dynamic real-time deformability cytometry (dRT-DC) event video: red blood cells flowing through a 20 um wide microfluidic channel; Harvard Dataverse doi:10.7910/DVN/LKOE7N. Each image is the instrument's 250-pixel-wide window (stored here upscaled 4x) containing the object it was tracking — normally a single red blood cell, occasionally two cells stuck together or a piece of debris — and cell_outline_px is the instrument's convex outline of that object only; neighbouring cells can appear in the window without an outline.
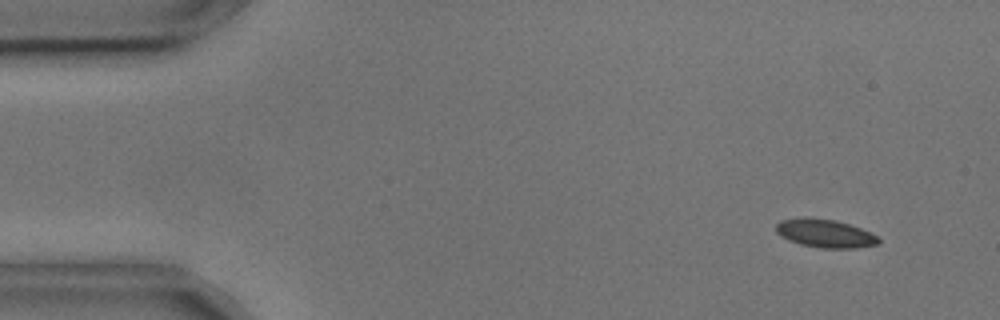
{"species": "common noctule bat (a hibernating species)", "species_latin": "Nyctalus noctula", "temperature_condition": "cold", "stored_images_in_passage": 4, "camera_frame_rate_fps": 3000, "um_per_image_px": 0.085, "animal": {"sex": "male", "body_mass_g": 17.9, "forearm_length_mm": 54.2}, "frame": {"image": 1, "passage_image": 2, "time_ms": 0.333, "image_size_px": [1000, 320], "cell_outline_px": [[880, 244], [856, 248], [820, 248], [800, 244], [788, 240], [780, 236], [776, 232], [776, 224], [780, 220], [836, 220], [860, 228], [880, 236]], "centroid_in_image_um": [70.21, 19.89], "position_along_channel_um": 14.8, "area_um2": 16.42}}
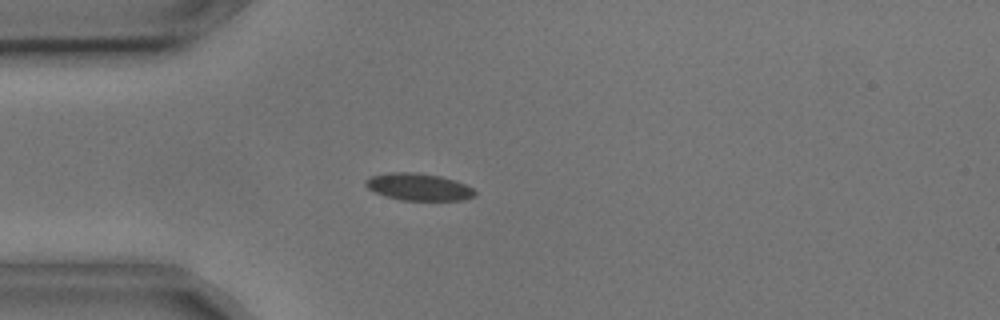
{"frame": {"image": 2, "passage_image": 4, "time_ms": 1.0, "image_size_px": [1000, 320], "cell_outline_px": [[476, 196], [464, 200], [400, 200], [376, 192], [368, 188], [364, 184], [364, 180], [368, 176], [392, 172], [416, 172], [440, 176], [464, 184], [472, 188], [476, 192]], "centroid_in_image_um": [35.56, 15.88], "position_along_channel_um": 49.4, "area_um2": 17.22}}